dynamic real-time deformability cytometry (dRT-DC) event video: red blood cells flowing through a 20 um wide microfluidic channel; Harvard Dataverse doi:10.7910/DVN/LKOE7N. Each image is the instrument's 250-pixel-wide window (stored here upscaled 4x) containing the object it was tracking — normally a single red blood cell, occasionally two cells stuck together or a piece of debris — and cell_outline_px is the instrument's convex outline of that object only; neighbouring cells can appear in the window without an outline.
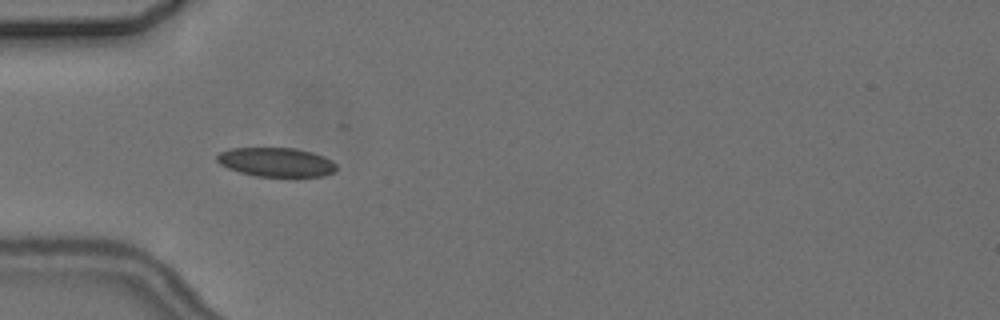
{"species": "common noctule bat (a hibernating species)", "species_latin": "Nyctalus noctula", "temperature_condition": "cold", "stored_images_in_passage": 5, "camera_frame_rate_fps": 3000, "um_per_image_px": 0.085, "animal": {"sex": "female", "body_mass_g": 24.6, "forearm_length_mm": 56.2}, "frame": {"image": 1, "passage_image": 4, "time_ms": 3.667, "image_size_px": [1000, 320], "cell_outline_px": [[336, 168], [332, 172], [324, 176], [256, 176], [240, 172], [228, 168], [220, 164], [216, 160], [216, 156], [220, 152], [232, 148], [296, 148], [312, 152], [324, 156], [332, 160], [336, 164]], "centroid_in_image_um": [23.47, 13.77], "position_along_channel_um": 61.5, "area_um2": 20.17}}
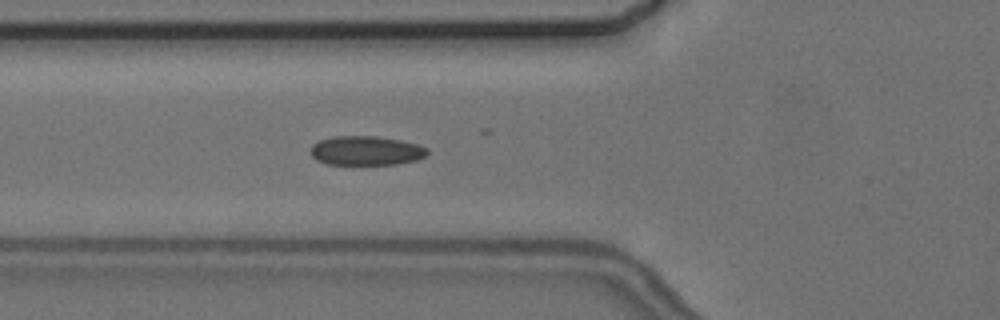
{"frame": {"image": 2, "passage_image": 5, "time_ms": 4.667, "image_size_px": [1000, 320], "cell_outline_px": [[428, 152], [424, 156], [416, 160], [396, 164], [328, 164], [316, 160], [312, 156], [312, 144], [320, 140], [332, 136], [376, 136], [400, 140], [416, 144], [428, 148]], "centroid_in_image_um": [31.11, 12.8], "position_along_channel_um": 94.7, "area_um2": 19.77}}